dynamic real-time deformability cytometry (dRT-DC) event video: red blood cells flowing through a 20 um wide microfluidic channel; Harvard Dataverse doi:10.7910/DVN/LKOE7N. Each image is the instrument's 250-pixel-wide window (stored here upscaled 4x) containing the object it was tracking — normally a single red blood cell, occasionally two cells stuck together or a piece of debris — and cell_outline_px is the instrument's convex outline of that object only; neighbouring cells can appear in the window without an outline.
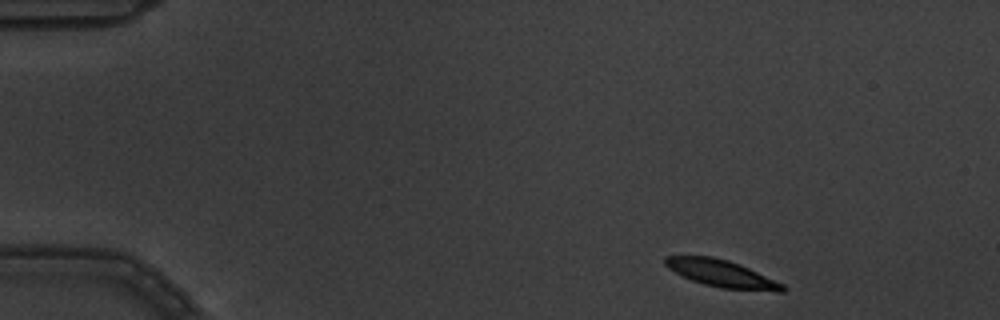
{"species": "common noctule bat (a hibernating species)", "species_latin": "Nyctalus noctula", "temperature_condition": "warm", "stored_images_in_passage": 5, "camera_frame_rate_fps": 3000, "um_per_image_px": 0.085, "animal": {"sex": "male", "body_mass_g": 19.5, "forearm_length_mm": 54.6}, "frame": {"image": 1, "passage_image": 1, "time_ms": 0.0, "image_size_px": [1000, 320], "cell_outline_px": [[788, 288], [784, 292], [776, 292], [720, 288], [704, 284], [692, 280], [668, 268], [664, 264], [664, 256], [712, 256], [728, 260], [740, 264], [784, 284]], "centroid_in_image_um": [61.39, 23.26], "position_along_channel_um": 23.6, "area_um2": 18.61}}